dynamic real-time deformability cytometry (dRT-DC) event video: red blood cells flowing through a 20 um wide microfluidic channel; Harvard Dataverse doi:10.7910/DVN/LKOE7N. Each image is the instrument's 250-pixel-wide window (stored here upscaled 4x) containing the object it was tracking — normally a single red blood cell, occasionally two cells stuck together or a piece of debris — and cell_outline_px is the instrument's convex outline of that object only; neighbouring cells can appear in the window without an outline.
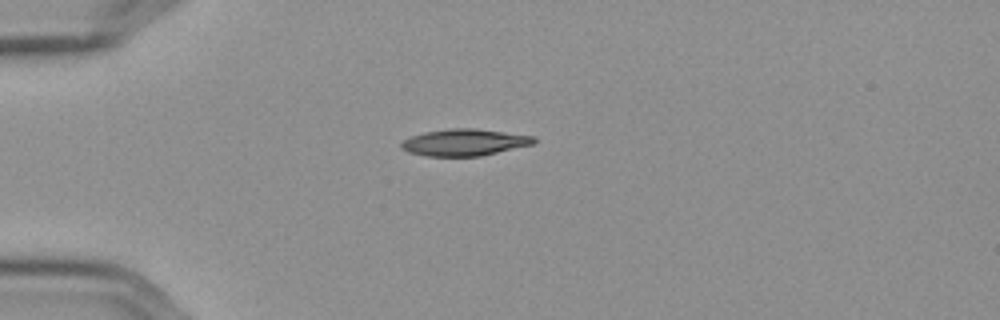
{"species": "Egyptian fruit bat (a non-hibernating species)", "species_latin": "Rousettus aegyptiacus", "temperature_condition": "cold", "stored_images_in_passage": 43, "camera_frame_rate_fps": 3000, "um_per_image_px": 0.085, "frame": {"image": 1, "passage_image": 1, "time_ms": 0.0, "image_size_px": [1000, 320], "cell_outline_px": [[536, 140], [532, 144], [480, 156], [424, 156], [408, 152], [400, 148], [400, 144], [404, 140], [412, 136], [424, 132], [448, 128], [476, 128], [536, 136]], "centroid_in_image_um": [39.45, 12.09], "position_along_channel_um": 45.5, "area_um2": 20.69}}
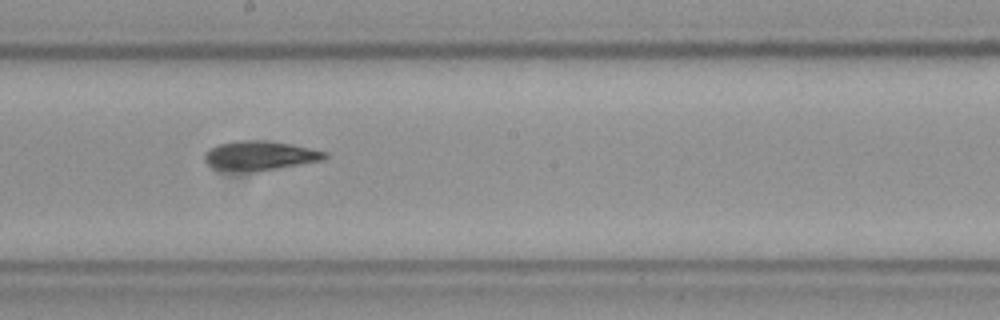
{"frame": {"image": 2, "passage_image": 18, "time_ms": 5.667, "image_size_px": [1000, 320], "cell_outline_px": [[328, 156], [324, 160], [256, 172], [252, 172], [216, 168], [208, 164], [204, 160], [204, 152], [208, 148], [216, 144], [236, 140], [272, 140], [292, 144], [328, 152]], "centroid_in_image_um": [22.09, 13.2], "position_along_channel_um": 226.1, "area_um2": 20.87}}
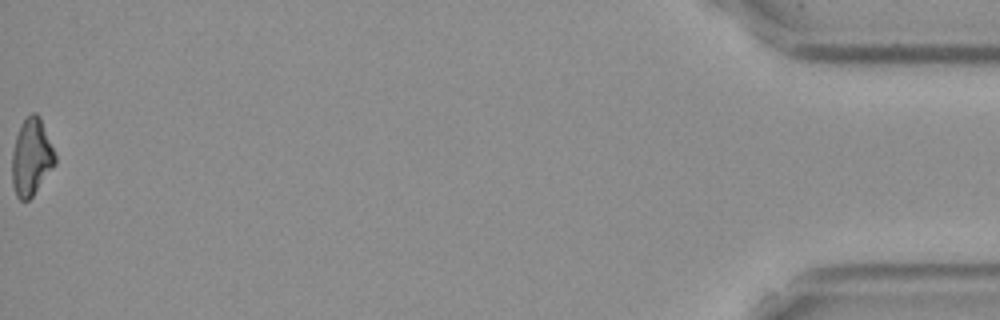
{"frame": {"image": 3, "passage_image": 43, "time_ms": 14.0, "image_size_px": [1000, 320], "cell_outline_px": [[56, 164], [32, 196], [28, 200], [20, 200], [16, 196], [12, 184], [12, 152], [16, 136], [20, 124], [32, 112], [36, 112], [40, 116], [56, 156]], "centroid_in_image_um": [2.66, 13.35], "position_along_channel_um": 432.5, "area_um2": 19.31}, "authors_computed_cell_mechanics": {"area_um2": 19.9988, "velocity_mm_per_s": 3.594, "shape_relaxation_time_tau1_ms": 9.0526, "shape_relaxation_time_tau2_ms": 6.5738, "deformation_change_tau1": 0.1998, "deformation_change_tau2": 0.1529}}